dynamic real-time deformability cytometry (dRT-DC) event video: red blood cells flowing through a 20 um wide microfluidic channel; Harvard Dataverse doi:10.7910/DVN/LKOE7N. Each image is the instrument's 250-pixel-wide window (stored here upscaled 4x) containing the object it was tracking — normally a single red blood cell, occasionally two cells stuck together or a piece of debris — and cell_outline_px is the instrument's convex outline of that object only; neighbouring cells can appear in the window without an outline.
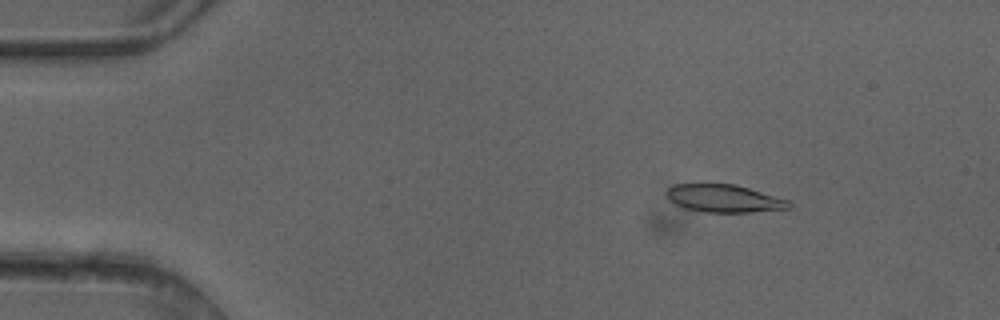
{"species": "common noctule bat (a hibernating species)", "species_latin": "Nyctalus noctula", "temperature_condition": "cold", "stored_images_in_passage": 4, "camera_frame_rate_fps": 3000, "um_per_image_px": 0.085, "animal": {"sex": "female"}, "frame": {"image": 1, "passage_image": 2, "time_ms": 0.333, "image_size_px": [1000, 320], "cell_outline_px": [[792, 208], [748, 212], [708, 212], [684, 208], [668, 200], [664, 192], [668, 188], [676, 184], [732, 184], [748, 188], [788, 200], [792, 204]], "centroid_in_image_um": [61.51, 16.87], "position_along_channel_um": 23.5, "area_um2": 19.59}}